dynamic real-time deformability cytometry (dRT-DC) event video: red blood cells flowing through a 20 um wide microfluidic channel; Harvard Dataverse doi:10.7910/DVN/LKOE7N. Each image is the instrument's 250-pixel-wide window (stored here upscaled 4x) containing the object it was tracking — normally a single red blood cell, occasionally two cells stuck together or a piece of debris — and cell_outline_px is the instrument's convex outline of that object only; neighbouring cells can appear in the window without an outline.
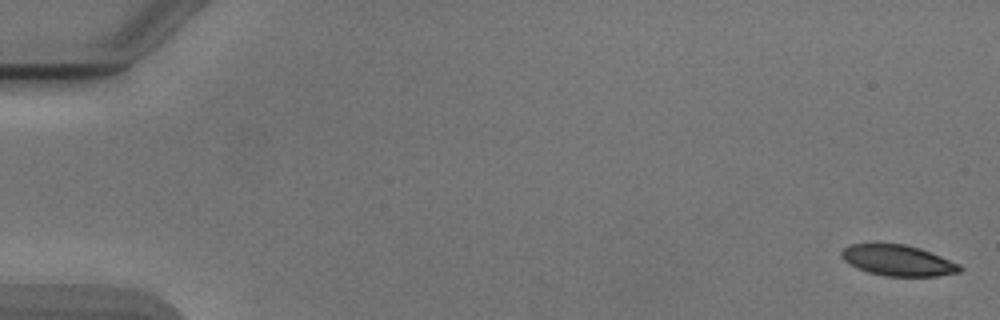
{"species": "Egyptian fruit bat (a non-hibernating species)", "species_latin": "Rousettus aegyptiacus", "temperature_condition": "cold", "stored_images_in_passage": 15, "camera_frame_rate_fps": 3000, "um_per_image_px": 0.085, "animal": {"sex": "male"}, "frame": {"image": 1, "passage_image": 1, "time_ms": 0.0, "image_size_px": [1000, 320], "cell_outline_px": [[964, 268], [960, 272], [936, 276], [884, 276], [868, 272], [844, 260], [840, 256], [840, 252], [844, 248], [852, 244], [904, 244], [920, 248], [960, 264]], "centroid_in_image_um": [76.36, 22.14], "position_along_channel_um": 8.6, "area_um2": 21.04}}
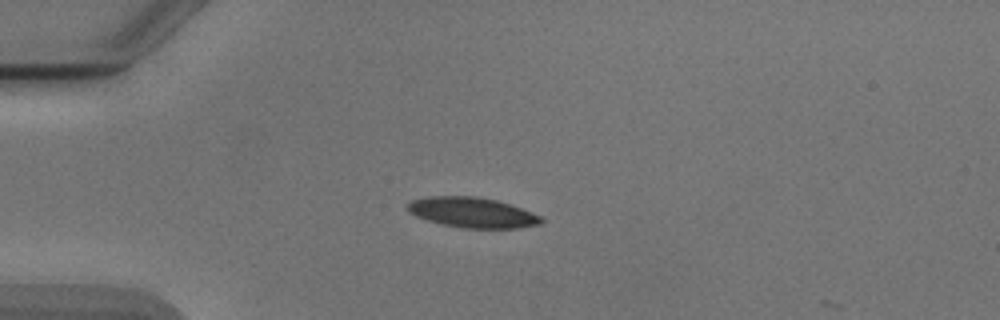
{"frame": {"image": 2, "passage_image": 14, "time_ms": 4.333, "image_size_px": [1000, 320], "cell_outline_px": [[544, 220], [540, 224], [516, 228], [464, 228], [444, 224], [428, 220], [416, 216], [408, 212], [404, 204], [412, 200], [428, 196], [476, 196], [496, 200], [520, 208], [540, 216]], "centroid_in_image_um": [40.09, 18.05], "position_along_channel_um": 44.9, "area_um2": 23.41}}